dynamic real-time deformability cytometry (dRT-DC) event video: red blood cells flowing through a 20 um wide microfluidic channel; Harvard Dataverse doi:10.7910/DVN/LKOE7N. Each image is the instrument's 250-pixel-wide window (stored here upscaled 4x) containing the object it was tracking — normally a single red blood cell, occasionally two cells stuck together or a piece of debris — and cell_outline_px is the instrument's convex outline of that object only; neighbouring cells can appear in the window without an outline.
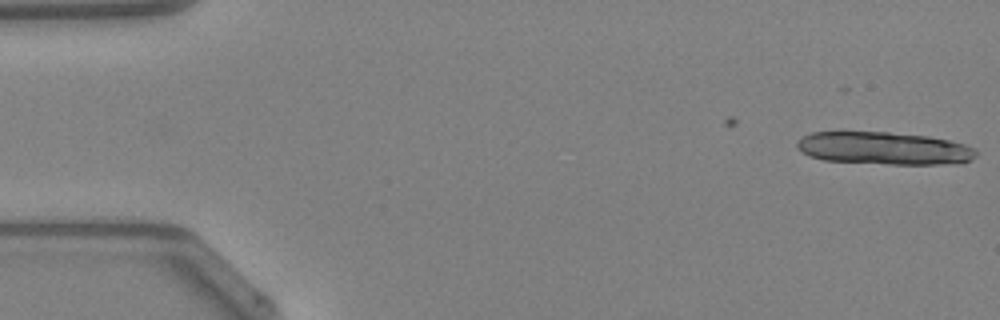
{"species": "Egyptian fruit bat (a non-hibernating species)", "species_latin": "Rousettus aegyptiacus", "temperature_condition": "warm", "stored_images_in_passage": 5, "camera_frame_rate_fps": 3000, "um_per_image_px": 0.085, "animal": {"sex": "female"}, "frame": {"image": 1, "passage_image": 5, "time_ms": 1.333, "image_size_px": [1000, 320], "cell_outline_px": [[976, 156], [960, 164], [888, 164], [824, 160], [808, 156], [796, 148], [796, 140], [812, 132], [888, 132], [928, 136], [948, 140], [964, 144], [976, 148]], "centroid_in_image_um": [75.13, 12.61], "position_along_channel_um": 9.9, "area_um2": 34.22}}